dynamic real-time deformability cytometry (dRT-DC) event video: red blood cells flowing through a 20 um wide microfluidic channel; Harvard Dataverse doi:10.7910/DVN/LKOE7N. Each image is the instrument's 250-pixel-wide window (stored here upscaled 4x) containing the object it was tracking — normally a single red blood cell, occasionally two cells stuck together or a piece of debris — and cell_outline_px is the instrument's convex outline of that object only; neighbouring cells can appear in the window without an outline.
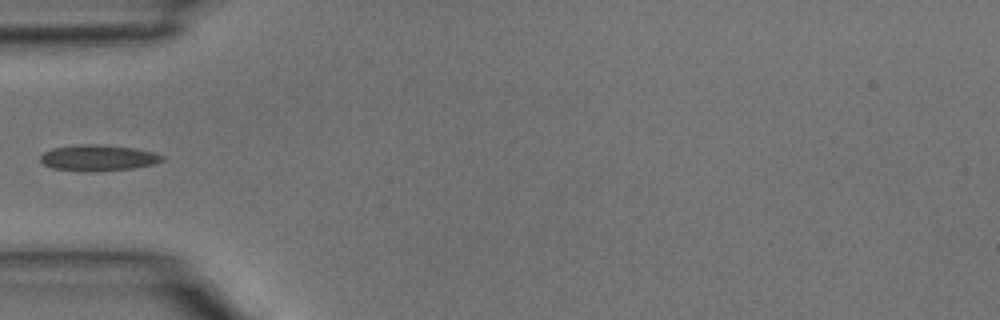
{"species": "common noctule bat (a hibernating species)", "species_latin": "Nyctalus noctula", "temperature_condition": "room temperature", "stored_images_in_passage": 28, "camera_frame_rate_fps": 3000, "um_per_image_px": 0.085, "animal": {"sex": "male", "body_mass_g": 15.6}, "frame": {"image": 1, "passage_image": 1, "time_ms": 0.0, "image_size_px": [1000, 320], "cell_outline_px": [[164, 160], [152, 164], [132, 168], [96, 172], [84, 172], [52, 168], [44, 164], [40, 160], [40, 156], [44, 152], [52, 148], [80, 144], [100, 144], [136, 148], [152, 152], [164, 156]], "centroid_in_image_um": [8.32, 13.42], "position_along_channel_um": 76.7, "area_um2": 18.61}}
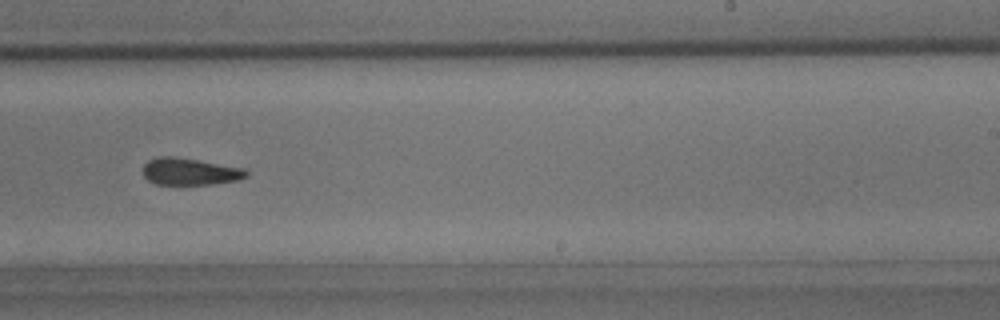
{"frame": {"image": 2, "passage_image": 13, "time_ms": 4.0, "image_size_px": [1000, 320], "cell_outline_px": [[248, 176], [240, 180], [208, 184], [156, 184], [148, 180], [144, 176], [144, 164], [148, 160], [156, 156], [176, 156], [244, 168], [248, 172]], "centroid_in_image_um": [16.14, 14.57], "position_along_channel_um": 272.9, "area_um2": 16.3}}
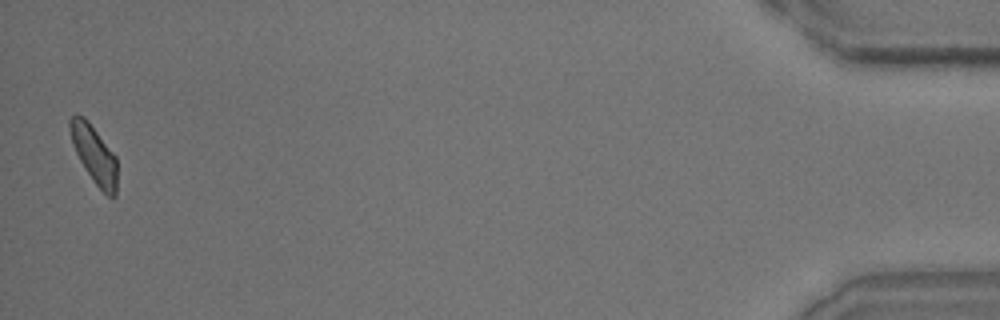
{"frame": {"image": 3, "passage_image": 28, "time_ms": 9.0, "image_size_px": [1000, 320], "cell_outline_px": [[116, 196], [112, 200], [96, 184], [80, 160], [72, 144], [68, 128], [68, 120], [76, 112], [84, 116], [88, 120], [116, 156]], "centroid_in_image_um": [7.98, 13.07], "position_along_channel_um": 427.2, "area_um2": 15.9}}